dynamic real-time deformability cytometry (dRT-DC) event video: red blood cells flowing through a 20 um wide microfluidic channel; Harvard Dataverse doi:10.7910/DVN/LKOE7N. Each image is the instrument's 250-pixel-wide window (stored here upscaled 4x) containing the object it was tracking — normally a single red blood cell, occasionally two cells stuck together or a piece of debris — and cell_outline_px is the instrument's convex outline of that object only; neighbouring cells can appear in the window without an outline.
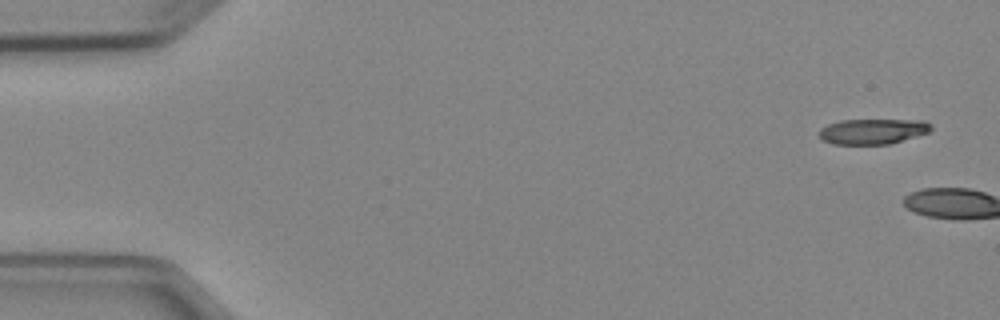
{"species": "Egyptian fruit bat (a non-hibernating species)", "species_latin": "Rousettus aegyptiacus", "temperature_condition": "cold", "stored_images_in_passage": 5, "camera_frame_rate_fps": 3000, "um_per_image_px": 0.085, "animal": {"sex": "female"}, "frame": {"image": 1, "passage_image": 1, "time_ms": 0.0, "image_size_px": [1000, 320], "cell_outline_px": [[932, 128], [928, 132], [916, 136], [888, 144], [832, 144], [824, 140], [816, 132], [820, 128], [828, 124], [840, 120], [924, 120], [932, 124]], "centroid_in_image_um": [74.16, 11.16], "position_along_channel_um": 10.8, "area_um2": 16.53}}